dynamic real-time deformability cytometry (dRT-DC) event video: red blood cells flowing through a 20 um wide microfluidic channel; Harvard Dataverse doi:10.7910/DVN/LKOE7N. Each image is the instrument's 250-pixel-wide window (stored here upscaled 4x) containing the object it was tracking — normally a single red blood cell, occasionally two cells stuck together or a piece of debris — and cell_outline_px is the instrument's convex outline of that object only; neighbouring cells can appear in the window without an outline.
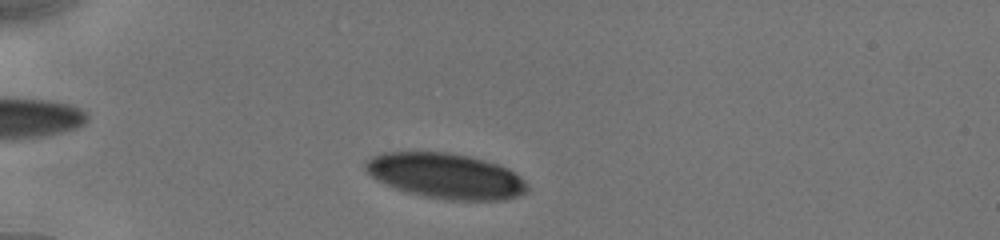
{"species": "human", "species_latin": "Homo sapiens", "temperature_condition": "cold", "stored_images_in_passage": 45, "camera_frame_rate_fps": 3000, "um_per_image_px": 0.085, "donor": {"sex": "male"}, "frame": {"image": 1, "passage_image": 5, "time_ms": 1.333, "image_size_px": [1000, 240], "cell_outline_px": [[528, 192], [504, 200], [448, 200], [424, 196], [408, 192], [396, 188], [376, 180], [364, 168], [364, 164], [372, 156], [380, 152], [448, 152], [468, 156], [496, 164], [508, 168], [520, 176], [528, 184]], "centroid_in_image_um": [37.89, 14.95], "position_along_channel_um": 47.1, "area_um2": 42.66}}
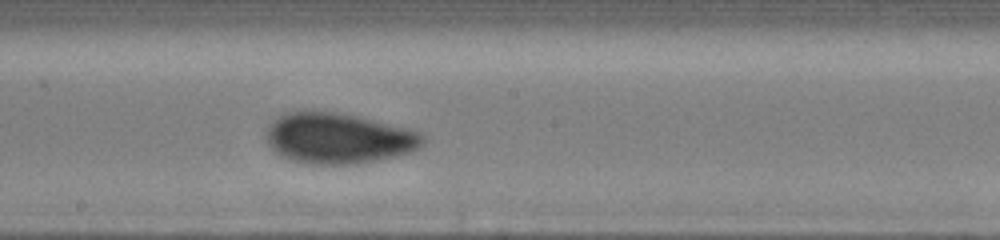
{"frame": {"image": 2, "passage_image": 25, "time_ms": 6.667, "image_size_px": [1000, 240], "cell_outline_px": [[424, 140], [412, 152], [396, 156], [356, 164], [312, 164], [292, 160], [280, 156], [268, 144], [268, 124], [276, 116], [288, 112], [304, 108], [312, 108], [336, 112], [356, 116], [420, 132], [424, 136]], "centroid_in_image_um": [28.69, 11.72], "position_along_channel_um": 219.5, "area_um2": 46.41}}
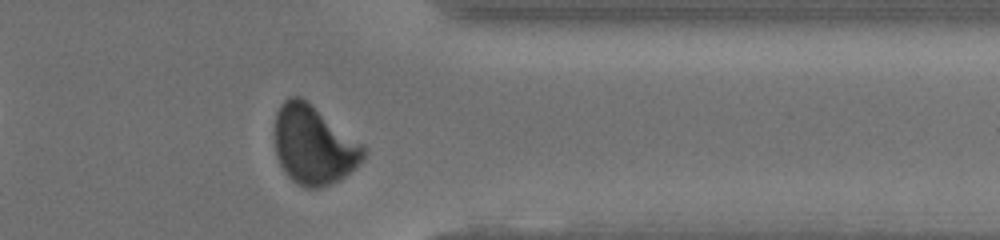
{"frame": {"image": 3, "passage_image": 42, "time_ms": 11.0, "image_size_px": [1000, 240], "cell_outline_px": [[368, 148], [364, 160], [360, 164], [340, 180], [320, 188], [308, 188], [292, 180], [288, 176], [280, 164], [276, 156], [276, 112], [280, 104], [288, 96], [300, 96], [308, 100], [364, 144]], "centroid_in_image_um": [26.71, 12.3], "position_along_channel_um": 384.7, "area_um2": 41.27}, "authors_computed_cell_mechanics": {"area_um2": 45.1996, "velocity_mm_per_s": 3.8901, "shape_relaxation_time_tau1_ms": 3.4166, "shape_relaxation_time_tau2_ms": null, "deformation_change_tau1": 0.114, "deformation_change_tau2": null}}